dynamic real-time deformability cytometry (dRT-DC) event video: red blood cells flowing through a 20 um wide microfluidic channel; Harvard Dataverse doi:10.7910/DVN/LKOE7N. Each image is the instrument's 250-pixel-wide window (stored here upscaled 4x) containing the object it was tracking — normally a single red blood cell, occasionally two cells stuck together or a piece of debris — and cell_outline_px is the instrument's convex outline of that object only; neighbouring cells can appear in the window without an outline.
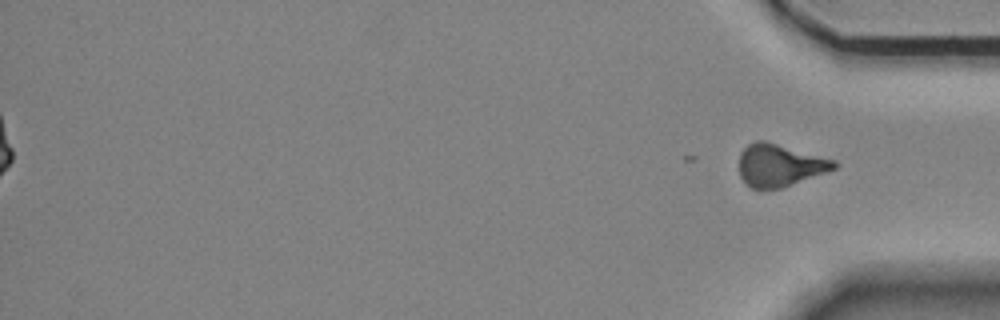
{"species": "Egyptian fruit bat (a non-hibernating species)", "species_latin": "Rousettus aegyptiacus", "temperature_condition": "room temperature", "stored_images_in_passage": 17, "segment_of_instrument_passage": [2, 2], "camera_frame_rate_fps": 3000, "um_per_image_px": 0.085, "animal": {"sex": "female"}, "frame": {"image": 1, "passage_image": 17, "time_ms": 5.333, "image_size_px": [1000, 320], "cell_outline_px": [[836, 168], [780, 188], [752, 188], [740, 176], [740, 152], [748, 144], [756, 140], [764, 140], [836, 160]], "centroid_in_image_um": [66.26, 14.02], "position_along_channel_um": 368.9, "area_um2": 22.95}}